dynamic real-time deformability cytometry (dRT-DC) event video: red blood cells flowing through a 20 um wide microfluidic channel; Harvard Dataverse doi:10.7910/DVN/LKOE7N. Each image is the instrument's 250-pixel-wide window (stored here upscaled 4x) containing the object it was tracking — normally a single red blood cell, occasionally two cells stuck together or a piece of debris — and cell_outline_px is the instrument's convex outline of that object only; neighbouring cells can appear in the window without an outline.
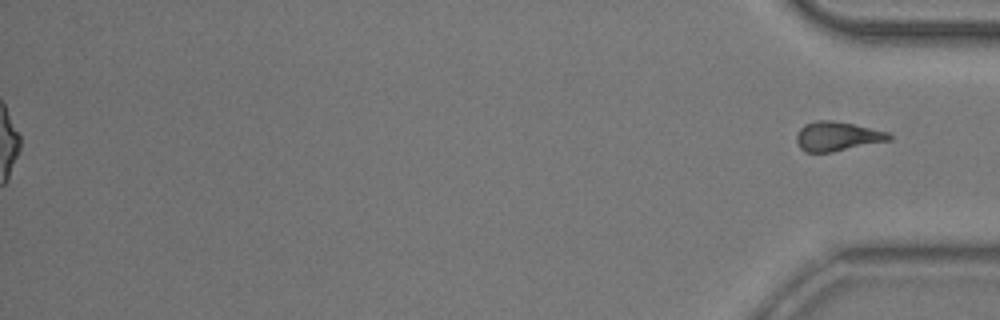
{"species": "common noctule bat (a hibernating species)", "species_latin": "Nyctalus noctula", "temperature_condition": "room temperature", "stored_images_in_passage": 53, "segment_of_instrument_passage": [2, 2], "camera_frame_rate_fps": 3000, "um_per_image_px": 0.085, "animal": {"sex": "male", "body_mass_g": 20.5, "forearm_length_mm": 52.5}, "frame": {"image": 1, "passage_image": 53, "time_ms": 17.333, "image_size_px": [1000, 320], "cell_outline_px": [[892, 140], [828, 152], [804, 152], [800, 148], [796, 140], [796, 136], [800, 128], [804, 124], [816, 120], [832, 120], [852, 124], [888, 132], [892, 136]], "centroid_in_image_um": [71.14, 11.58], "position_along_channel_um": 364.1, "area_um2": 15.66}}